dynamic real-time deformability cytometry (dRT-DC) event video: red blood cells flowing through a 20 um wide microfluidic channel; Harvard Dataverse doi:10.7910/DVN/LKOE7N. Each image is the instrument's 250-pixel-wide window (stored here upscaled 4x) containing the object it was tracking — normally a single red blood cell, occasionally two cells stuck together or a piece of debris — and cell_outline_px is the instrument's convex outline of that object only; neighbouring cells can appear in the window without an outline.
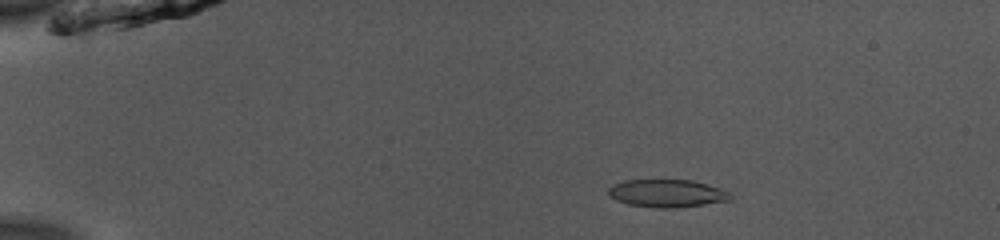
{"species": "common noctule bat (a hibernating species)", "species_latin": "Nyctalus noctula", "temperature_condition": "room temperature", "stored_images_in_passage": 52, "camera_frame_rate_fps": 3000, "um_per_image_px": 0.085, "animal": {"sex": "male", "body_mass_g": 13.0, "forearm_length_mm": 53.1}, "frame": {"image": 1, "passage_image": 10, "time_ms": 3.0, "image_size_px": [1000, 240], "cell_outline_px": [[732, 200], [676, 208], [652, 208], [628, 204], [616, 200], [608, 192], [608, 188], [612, 184], [624, 180], [692, 180], [720, 188], [728, 192], [732, 196]], "centroid_in_image_um": [56.69, 16.44], "position_along_channel_um": 28.3, "area_um2": 19.77}}
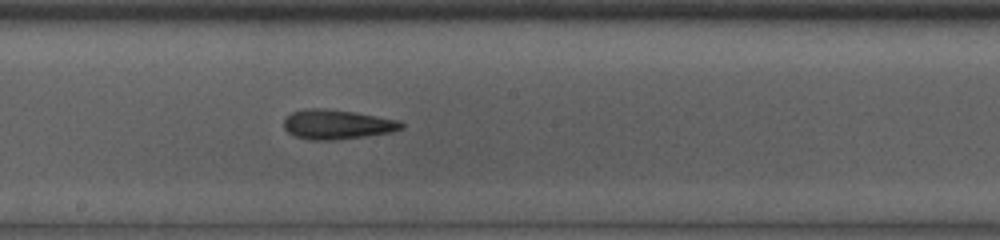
{"frame": {"image": 2, "passage_image": 30, "time_ms": 9.667, "image_size_px": [1000, 240], "cell_outline_px": [[404, 128], [388, 132], [364, 136], [336, 140], [312, 140], [296, 136], [288, 132], [284, 128], [284, 120], [292, 112], [312, 108], [316, 108], [352, 112], [396, 120], [404, 124]], "centroid_in_image_um": [28.61, 10.59], "position_along_channel_um": 219.6, "area_um2": 19.65}}
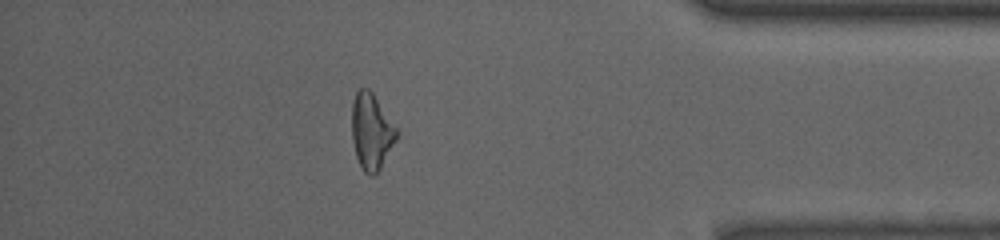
{"frame": {"image": 3, "passage_image": 46, "time_ms": 15.0, "image_size_px": [1000, 240], "cell_outline_px": [[396, 140], [380, 168], [372, 176], [364, 172], [356, 156], [352, 140], [352, 104], [356, 92], [360, 88], [368, 88], [372, 92], [396, 128]], "centroid_in_image_um": [31.54, 11.17], "position_along_channel_um": 403.7, "area_um2": 19.36}, "authors_computed_cell_mechanics": {"area_um2": 19.8254, "velocity_mm_per_s": 3.9621, "shape_relaxation_time_tau1_ms": 5.4147, "shape_relaxation_time_tau2_ms": 3.127, "deformation_change_tau1": 0.1946, "deformation_change_tau2": 0.1254}}